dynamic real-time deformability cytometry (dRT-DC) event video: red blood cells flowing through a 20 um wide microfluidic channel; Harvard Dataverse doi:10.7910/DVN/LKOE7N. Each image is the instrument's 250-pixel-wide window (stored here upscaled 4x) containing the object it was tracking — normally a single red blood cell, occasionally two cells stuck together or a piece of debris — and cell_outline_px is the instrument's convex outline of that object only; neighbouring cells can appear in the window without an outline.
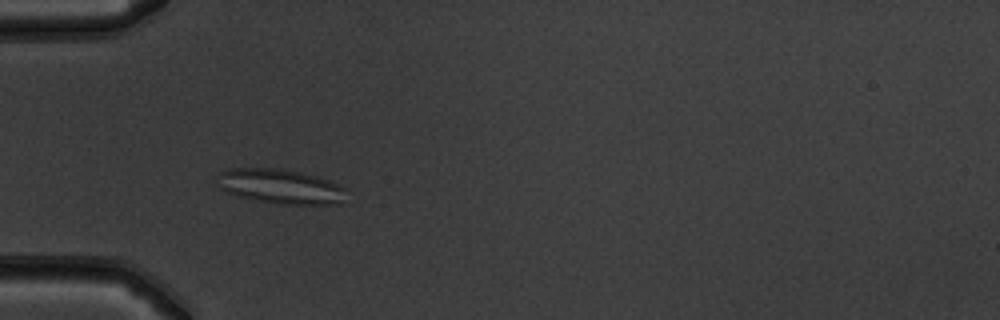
{"species": "common noctule bat (a hibernating species)", "species_latin": "Nyctalus noctula", "temperature_condition": "warm", "stored_images_in_passage": 39, "camera_frame_rate_fps": 3000, "um_per_image_px": 0.085, "animal": {"sex": "male", "body_mass_g": 19.5, "forearm_length_mm": 54.6}, "frame": {"image": 1, "passage_image": 13, "time_ms": 4.0, "image_size_px": [1000, 320], "cell_outline_px": [[348, 188], [340, 204], [280, 204], [256, 200], [236, 196], [220, 188], [220, 172], [224, 168], [280, 168], [300, 172], [316, 176], [328, 180]], "centroid_in_image_um": [23.86, 15.84], "position_along_channel_um": 61.1, "area_um2": 26.01}}
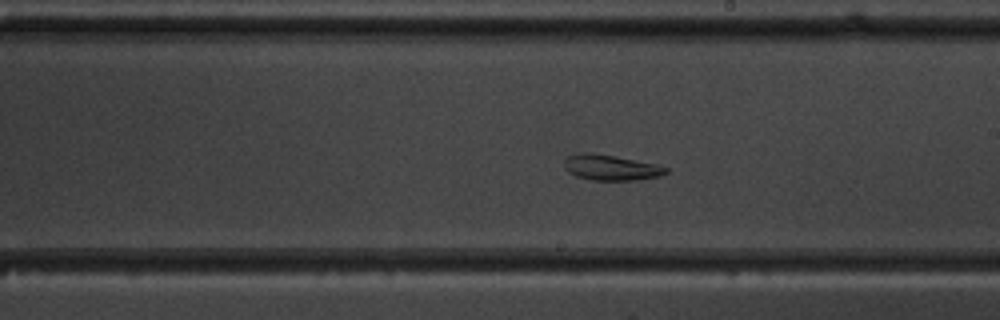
{"frame": {"image": 2, "passage_image": 27, "time_ms": 8.667, "image_size_px": [1000, 320], "cell_outline_px": [[668, 172], [660, 176], [640, 180], [592, 180], [576, 176], [568, 172], [564, 168], [564, 160], [568, 156], [576, 152], [592, 152], [656, 164], [668, 168]], "centroid_in_image_um": [51.89, 14.24], "position_along_channel_um": 237.1, "area_um2": 15.26}}
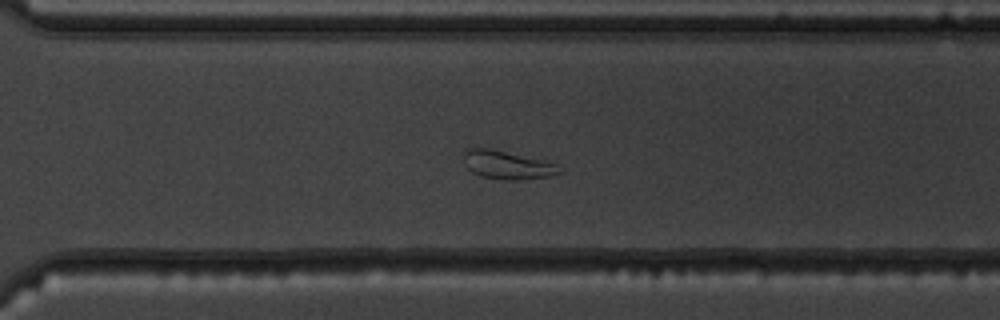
{"frame": {"image": 3, "passage_image": 34, "time_ms": 11.0, "image_size_px": [1000, 320], "cell_outline_px": [[564, 172], [548, 176], [520, 180], [508, 180], [484, 176], [472, 172], [464, 164], [464, 152], [468, 148], [488, 148], [560, 164]], "centroid_in_image_um": [43.16, 14.02], "position_along_channel_um": 327.4, "area_um2": 15.66}}